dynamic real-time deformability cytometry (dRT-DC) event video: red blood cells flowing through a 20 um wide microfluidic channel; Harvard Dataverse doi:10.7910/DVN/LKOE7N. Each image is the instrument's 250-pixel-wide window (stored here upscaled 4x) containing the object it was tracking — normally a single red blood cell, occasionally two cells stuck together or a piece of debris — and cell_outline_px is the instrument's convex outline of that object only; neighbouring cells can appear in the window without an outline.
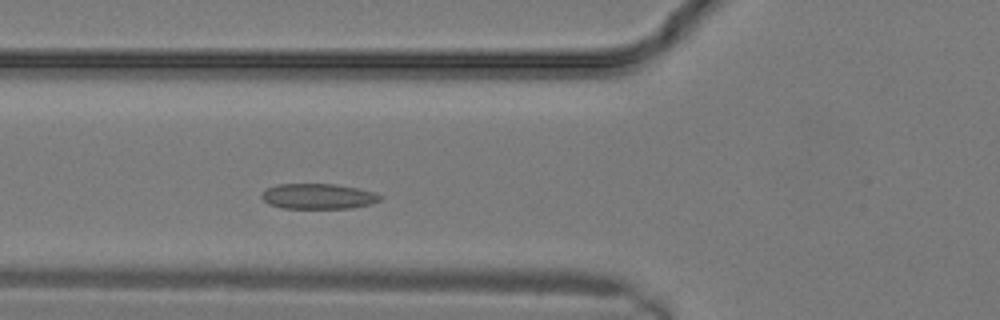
{"species": "common noctule bat (a hibernating species)", "species_latin": "Nyctalus noctula", "temperature_condition": "warm", "stored_images_in_passage": 6, "camera_frame_rate_fps": 3000, "um_per_image_px": 0.085, "animal": {"sex": "male", "body_mass_g": 19.2, "forearm_length_mm": 51.8}, "frame": {"image": 1, "passage_image": 6, "time_ms": 1.667, "image_size_px": [1000, 320], "cell_outline_px": [[384, 196], [380, 200], [372, 204], [348, 208], [280, 208], [268, 204], [260, 196], [268, 188], [276, 184], [336, 184], [376, 192]], "centroid_in_image_um": [27.07, 16.69], "position_along_channel_um": 98.7, "area_um2": 17.57}}